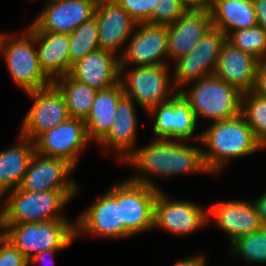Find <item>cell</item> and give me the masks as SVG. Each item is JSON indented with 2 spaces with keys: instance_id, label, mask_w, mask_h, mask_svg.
Returning <instances> with one entry per match:
<instances>
[{
  "instance_id": "f1b7e54d",
  "label": "cell",
  "mask_w": 266,
  "mask_h": 266,
  "mask_svg": "<svg viewBox=\"0 0 266 266\" xmlns=\"http://www.w3.org/2000/svg\"><path fill=\"white\" fill-rule=\"evenodd\" d=\"M241 114L253 131L257 142L266 148V98L252 90L241 96Z\"/></svg>"
},
{
  "instance_id": "44dd1931",
  "label": "cell",
  "mask_w": 266,
  "mask_h": 266,
  "mask_svg": "<svg viewBox=\"0 0 266 266\" xmlns=\"http://www.w3.org/2000/svg\"><path fill=\"white\" fill-rule=\"evenodd\" d=\"M135 104L127 96L119 100L115 111L116 118L107 135L98 143L104 147L103 150L106 148L105 154L108 155V150H112L120 163L137 148L138 116Z\"/></svg>"
},
{
  "instance_id": "603a6c76",
  "label": "cell",
  "mask_w": 266,
  "mask_h": 266,
  "mask_svg": "<svg viewBox=\"0 0 266 266\" xmlns=\"http://www.w3.org/2000/svg\"><path fill=\"white\" fill-rule=\"evenodd\" d=\"M258 64V59L226 40L218 56L214 75L243 94L253 90Z\"/></svg>"
},
{
  "instance_id": "60d3db41",
  "label": "cell",
  "mask_w": 266,
  "mask_h": 266,
  "mask_svg": "<svg viewBox=\"0 0 266 266\" xmlns=\"http://www.w3.org/2000/svg\"><path fill=\"white\" fill-rule=\"evenodd\" d=\"M253 202L257 208L259 219L263 227H266V192L260 195L257 199H254Z\"/></svg>"
},
{
  "instance_id": "ffe728a7",
  "label": "cell",
  "mask_w": 266,
  "mask_h": 266,
  "mask_svg": "<svg viewBox=\"0 0 266 266\" xmlns=\"http://www.w3.org/2000/svg\"><path fill=\"white\" fill-rule=\"evenodd\" d=\"M69 75L96 90L110 88L119 82V56L97 49L72 64Z\"/></svg>"
},
{
  "instance_id": "6da1fadb",
  "label": "cell",
  "mask_w": 266,
  "mask_h": 266,
  "mask_svg": "<svg viewBox=\"0 0 266 266\" xmlns=\"http://www.w3.org/2000/svg\"><path fill=\"white\" fill-rule=\"evenodd\" d=\"M136 148L124 161L138 171L128 178L132 182L159 188L152 176L174 177L190 173H207L203 148L189 145L183 140L156 139Z\"/></svg>"
},
{
  "instance_id": "e0dca14e",
  "label": "cell",
  "mask_w": 266,
  "mask_h": 266,
  "mask_svg": "<svg viewBox=\"0 0 266 266\" xmlns=\"http://www.w3.org/2000/svg\"><path fill=\"white\" fill-rule=\"evenodd\" d=\"M74 169L63 159L47 157L35 152L19 188L28 192L78 190V184L69 176Z\"/></svg>"
},
{
  "instance_id": "9a60e30c",
  "label": "cell",
  "mask_w": 266,
  "mask_h": 266,
  "mask_svg": "<svg viewBox=\"0 0 266 266\" xmlns=\"http://www.w3.org/2000/svg\"><path fill=\"white\" fill-rule=\"evenodd\" d=\"M98 0H58L42 8L28 32L72 33L85 21L95 16Z\"/></svg>"
},
{
  "instance_id": "8fae6325",
  "label": "cell",
  "mask_w": 266,
  "mask_h": 266,
  "mask_svg": "<svg viewBox=\"0 0 266 266\" xmlns=\"http://www.w3.org/2000/svg\"><path fill=\"white\" fill-rule=\"evenodd\" d=\"M206 209L191 201L170 199L160 190L154 202L153 229H164L175 236L192 234L208 225Z\"/></svg>"
},
{
  "instance_id": "5bb4252c",
  "label": "cell",
  "mask_w": 266,
  "mask_h": 266,
  "mask_svg": "<svg viewBox=\"0 0 266 266\" xmlns=\"http://www.w3.org/2000/svg\"><path fill=\"white\" fill-rule=\"evenodd\" d=\"M148 113L154 118L153 134L156 139L187 141L193 136L200 143L201 134L193 135L199 124L189 102L180 92L169 101L154 106Z\"/></svg>"
},
{
  "instance_id": "ac0fdd59",
  "label": "cell",
  "mask_w": 266,
  "mask_h": 266,
  "mask_svg": "<svg viewBox=\"0 0 266 266\" xmlns=\"http://www.w3.org/2000/svg\"><path fill=\"white\" fill-rule=\"evenodd\" d=\"M207 210L208 224L211 220L215 222L228 235L229 245L238 237L263 227L253 200L218 201Z\"/></svg>"
},
{
  "instance_id": "5b68a950",
  "label": "cell",
  "mask_w": 266,
  "mask_h": 266,
  "mask_svg": "<svg viewBox=\"0 0 266 266\" xmlns=\"http://www.w3.org/2000/svg\"><path fill=\"white\" fill-rule=\"evenodd\" d=\"M190 90L179 91L189 102L197 121L200 118L214 122L228 120L241 113V96L235 87L210 75L192 82Z\"/></svg>"
},
{
  "instance_id": "30bf717a",
  "label": "cell",
  "mask_w": 266,
  "mask_h": 266,
  "mask_svg": "<svg viewBox=\"0 0 266 266\" xmlns=\"http://www.w3.org/2000/svg\"><path fill=\"white\" fill-rule=\"evenodd\" d=\"M33 105L26 113L19 134L34 141L40 134L70 118L63 93L51 83L49 86L26 92Z\"/></svg>"
},
{
  "instance_id": "277c9868",
  "label": "cell",
  "mask_w": 266,
  "mask_h": 266,
  "mask_svg": "<svg viewBox=\"0 0 266 266\" xmlns=\"http://www.w3.org/2000/svg\"><path fill=\"white\" fill-rule=\"evenodd\" d=\"M0 233L9 240L25 258L49 249H65L76 239L75 221L50 220L38 223L0 224Z\"/></svg>"
},
{
  "instance_id": "7402d4cb",
  "label": "cell",
  "mask_w": 266,
  "mask_h": 266,
  "mask_svg": "<svg viewBox=\"0 0 266 266\" xmlns=\"http://www.w3.org/2000/svg\"><path fill=\"white\" fill-rule=\"evenodd\" d=\"M211 28L210 12L186 11L173 24L167 26L168 60L174 62L188 54Z\"/></svg>"
},
{
  "instance_id": "d6986e66",
  "label": "cell",
  "mask_w": 266,
  "mask_h": 266,
  "mask_svg": "<svg viewBox=\"0 0 266 266\" xmlns=\"http://www.w3.org/2000/svg\"><path fill=\"white\" fill-rule=\"evenodd\" d=\"M95 17L100 49L120 57V48L127 44L137 22L114 0H98Z\"/></svg>"
},
{
  "instance_id": "7c38bea8",
  "label": "cell",
  "mask_w": 266,
  "mask_h": 266,
  "mask_svg": "<svg viewBox=\"0 0 266 266\" xmlns=\"http://www.w3.org/2000/svg\"><path fill=\"white\" fill-rule=\"evenodd\" d=\"M119 57L120 67L164 65L168 62L167 25L137 23ZM165 58V59H164Z\"/></svg>"
},
{
  "instance_id": "e575fe53",
  "label": "cell",
  "mask_w": 266,
  "mask_h": 266,
  "mask_svg": "<svg viewBox=\"0 0 266 266\" xmlns=\"http://www.w3.org/2000/svg\"><path fill=\"white\" fill-rule=\"evenodd\" d=\"M29 261L0 233V266H29Z\"/></svg>"
},
{
  "instance_id": "9c48e42d",
  "label": "cell",
  "mask_w": 266,
  "mask_h": 266,
  "mask_svg": "<svg viewBox=\"0 0 266 266\" xmlns=\"http://www.w3.org/2000/svg\"><path fill=\"white\" fill-rule=\"evenodd\" d=\"M226 40L227 36L221 30L212 27L188 54L174 61L172 81L178 92L184 84L186 86L214 75L218 56Z\"/></svg>"
},
{
  "instance_id": "f546056e",
  "label": "cell",
  "mask_w": 266,
  "mask_h": 266,
  "mask_svg": "<svg viewBox=\"0 0 266 266\" xmlns=\"http://www.w3.org/2000/svg\"><path fill=\"white\" fill-rule=\"evenodd\" d=\"M70 70L72 64L99 47V31L96 17L82 23L72 33H69Z\"/></svg>"
},
{
  "instance_id": "cb8c5ba5",
  "label": "cell",
  "mask_w": 266,
  "mask_h": 266,
  "mask_svg": "<svg viewBox=\"0 0 266 266\" xmlns=\"http://www.w3.org/2000/svg\"><path fill=\"white\" fill-rule=\"evenodd\" d=\"M34 38L41 71L53 83L70 72L69 34L29 32Z\"/></svg>"
},
{
  "instance_id": "2e32d148",
  "label": "cell",
  "mask_w": 266,
  "mask_h": 266,
  "mask_svg": "<svg viewBox=\"0 0 266 266\" xmlns=\"http://www.w3.org/2000/svg\"><path fill=\"white\" fill-rule=\"evenodd\" d=\"M76 238L90 233L108 239L133 236L120 222V204L106 191L75 220Z\"/></svg>"
},
{
  "instance_id": "4fadbf2b",
  "label": "cell",
  "mask_w": 266,
  "mask_h": 266,
  "mask_svg": "<svg viewBox=\"0 0 266 266\" xmlns=\"http://www.w3.org/2000/svg\"><path fill=\"white\" fill-rule=\"evenodd\" d=\"M90 142L85 122L81 119L69 118L53 129L40 134L34 140V146L38 154L63 159L75 168L81 151Z\"/></svg>"
},
{
  "instance_id": "ab89813d",
  "label": "cell",
  "mask_w": 266,
  "mask_h": 266,
  "mask_svg": "<svg viewBox=\"0 0 266 266\" xmlns=\"http://www.w3.org/2000/svg\"><path fill=\"white\" fill-rule=\"evenodd\" d=\"M205 257L204 255H194V256H189L187 258L178 260L176 263L173 264V266H205Z\"/></svg>"
},
{
  "instance_id": "836d02e7",
  "label": "cell",
  "mask_w": 266,
  "mask_h": 266,
  "mask_svg": "<svg viewBox=\"0 0 266 266\" xmlns=\"http://www.w3.org/2000/svg\"><path fill=\"white\" fill-rule=\"evenodd\" d=\"M187 10L180 0H158V10H153V19L150 24H173Z\"/></svg>"
},
{
  "instance_id": "8992f818",
  "label": "cell",
  "mask_w": 266,
  "mask_h": 266,
  "mask_svg": "<svg viewBox=\"0 0 266 266\" xmlns=\"http://www.w3.org/2000/svg\"><path fill=\"white\" fill-rule=\"evenodd\" d=\"M20 34L0 32V54L11 79L24 93L49 86L52 82L40 69L35 38L27 30Z\"/></svg>"
},
{
  "instance_id": "3957f363",
  "label": "cell",
  "mask_w": 266,
  "mask_h": 266,
  "mask_svg": "<svg viewBox=\"0 0 266 266\" xmlns=\"http://www.w3.org/2000/svg\"><path fill=\"white\" fill-rule=\"evenodd\" d=\"M77 193L78 190L28 192L20 188L8 191L0 198V204L4 203L3 208L0 207V224L67 219L62 210Z\"/></svg>"
},
{
  "instance_id": "4316f807",
  "label": "cell",
  "mask_w": 266,
  "mask_h": 266,
  "mask_svg": "<svg viewBox=\"0 0 266 266\" xmlns=\"http://www.w3.org/2000/svg\"><path fill=\"white\" fill-rule=\"evenodd\" d=\"M210 14L212 27L226 36L257 25L253 0H213Z\"/></svg>"
},
{
  "instance_id": "7a4b0ae2",
  "label": "cell",
  "mask_w": 266,
  "mask_h": 266,
  "mask_svg": "<svg viewBox=\"0 0 266 266\" xmlns=\"http://www.w3.org/2000/svg\"><path fill=\"white\" fill-rule=\"evenodd\" d=\"M200 134V144L206 146L202 149L204 162L214 176L220 174L230 159L248 156L263 149L241 113L234 118L210 124Z\"/></svg>"
},
{
  "instance_id": "83f0119b",
  "label": "cell",
  "mask_w": 266,
  "mask_h": 266,
  "mask_svg": "<svg viewBox=\"0 0 266 266\" xmlns=\"http://www.w3.org/2000/svg\"><path fill=\"white\" fill-rule=\"evenodd\" d=\"M63 93L70 118L85 121L91 111L98 90L77 81L69 74L53 82Z\"/></svg>"
},
{
  "instance_id": "484cf974",
  "label": "cell",
  "mask_w": 266,
  "mask_h": 266,
  "mask_svg": "<svg viewBox=\"0 0 266 266\" xmlns=\"http://www.w3.org/2000/svg\"><path fill=\"white\" fill-rule=\"evenodd\" d=\"M123 96L120 82L110 88L98 90L91 111L84 121L90 141L98 144L107 135L116 118L117 104Z\"/></svg>"
},
{
  "instance_id": "74e56055",
  "label": "cell",
  "mask_w": 266,
  "mask_h": 266,
  "mask_svg": "<svg viewBox=\"0 0 266 266\" xmlns=\"http://www.w3.org/2000/svg\"><path fill=\"white\" fill-rule=\"evenodd\" d=\"M257 25L266 30V0H253Z\"/></svg>"
},
{
  "instance_id": "4dcf8cb0",
  "label": "cell",
  "mask_w": 266,
  "mask_h": 266,
  "mask_svg": "<svg viewBox=\"0 0 266 266\" xmlns=\"http://www.w3.org/2000/svg\"><path fill=\"white\" fill-rule=\"evenodd\" d=\"M232 255L255 264H266V227L238 237L230 244Z\"/></svg>"
},
{
  "instance_id": "b9f144b4",
  "label": "cell",
  "mask_w": 266,
  "mask_h": 266,
  "mask_svg": "<svg viewBox=\"0 0 266 266\" xmlns=\"http://www.w3.org/2000/svg\"><path fill=\"white\" fill-rule=\"evenodd\" d=\"M47 1H48V3H49V2L58 1V0H47Z\"/></svg>"
},
{
  "instance_id": "f35d334b",
  "label": "cell",
  "mask_w": 266,
  "mask_h": 266,
  "mask_svg": "<svg viewBox=\"0 0 266 266\" xmlns=\"http://www.w3.org/2000/svg\"><path fill=\"white\" fill-rule=\"evenodd\" d=\"M62 251L63 249H49V250H45V251H43V252H41L40 254H37L35 257H33L30 261H29V263H32V264H40L41 266H43V264L45 265V263H46V265L47 264H50V263H53L52 261H53V258H52V256L55 254V253H57V252H59V251ZM52 258V259H50V258ZM47 259H49L48 261H47Z\"/></svg>"
},
{
  "instance_id": "ba28073f",
  "label": "cell",
  "mask_w": 266,
  "mask_h": 266,
  "mask_svg": "<svg viewBox=\"0 0 266 266\" xmlns=\"http://www.w3.org/2000/svg\"><path fill=\"white\" fill-rule=\"evenodd\" d=\"M160 190L129 179L108 189L120 204V222L133 236L153 229L154 202Z\"/></svg>"
},
{
  "instance_id": "d6a6232c",
  "label": "cell",
  "mask_w": 266,
  "mask_h": 266,
  "mask_svg": "<svg viewBox=\"0 0 266 266\" xmlns=\"http://www.w3.org/2000/svg\"><path fill=\"white\" fill-rule=\"evenodd\" d=\"M137 23H149L153 19V10H158V0H114Z\"/></svg>"
},
{
  "instance_id": "d590c367",
  "label": "cell",
  "mask_w": 266,
  "mask_h": 266,
  "mask_svg": "<svg viewBox=\"0 0 266 266\" xmlns=\"http://www.w3.org/2000/svg\"><path fill=\"white\" fill-rule=\"evenodd\" d=\"M252 91L266 98V60L259 61Z\"/></svg>"
},
{
  "instance_id": "d4e9b609",
  "label": "cell",
  "mask_w": 266,
  "mask_h": 266,
  "mask_svg": "<svg viewBox=\"0 0 266 266\" xmlns=\"http://www.w3.org/2000/svg\"><path fill=\"white\" fill-rule=\"evenodd\" d=\"M18 144L0 152V198L19 188L35 153L34 141L18 134Z\"/></svg>"
},
{
  "instance_id": "1f68e13d",
  "label": "cell",
  "mask_w": 266,
  "mask_h": 266,
  "mask_svg": "<svg viewBox=\"0 0 266 266\" xmlns=\"http://www.w3.org/2000/svg\"><path fill=\"white\" fill-rule=\"evenodd\" d=\"M227 41L259 61L266 60V30L258 25L230 33Z\"/></svg>"
},
{
  "instance_id": "52a82bcc",
  "label": "cell",
  "mask_w": 266,
  "mask_h": 266,
  "mask_svg": "<svg viewBox=\"0 0 266 266\" xmlns=\"http://www.w3.org/2000/svg\"><path fill=\"white\" fill-rule=\"evenodd\" d=\"M168 68L169 64L136 66L133 69L120 67L119 82L124 96L131 98L146 112L169 101L178 91Z\"/></svg>"
},
{
  "instance_id": "8d00e7d4",
  "label": "cell",
  "mask_w": 266,
  "mask_h": 266,
  "mask_svg": "<svg viewBox=\"0 0 266 266\" xmlns=\"http://www.w3.org/2000/svg\"><path fill=\"white\" fill-rule=\"evenodd\" d=\"M187 11H208L210 12L213 0H180Z\"/></svg>"
}]
</instances>
